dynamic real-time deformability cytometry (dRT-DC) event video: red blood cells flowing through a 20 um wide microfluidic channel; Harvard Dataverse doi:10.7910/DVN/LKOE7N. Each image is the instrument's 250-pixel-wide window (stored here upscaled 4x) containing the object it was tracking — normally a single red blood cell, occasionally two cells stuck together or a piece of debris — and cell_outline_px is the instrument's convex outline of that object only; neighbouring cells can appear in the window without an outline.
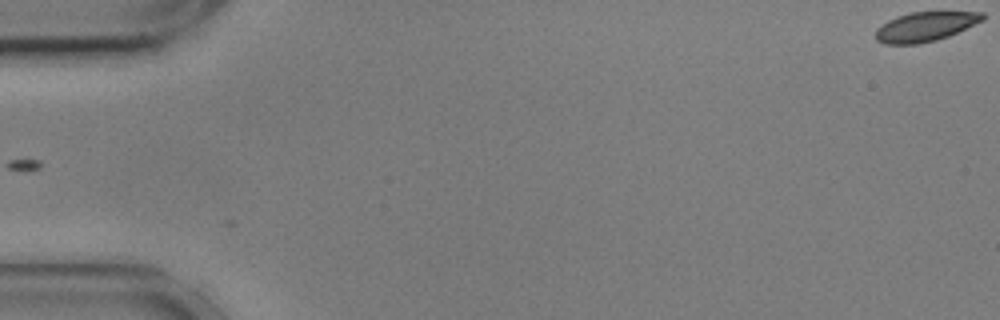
{"species": "common noctule bat (a hibernating species)", "species_latin": "Nyctalus noctula", "temperature_condition": "cold", "stored_images_in_passage": 57, "camera_frame_rate_fps": 3000, "um_per_image_px": 0.085, "animal": {"sex": "male", "body_mass_g": 17.9, "forearm_length_mm": 54.2}, "frame": {"image": 1, "passage_image": 1, "time_ms": 0.0, "image_size_px": [1000, 320], "cell_outline_px": [[984, 20], [948, 36], [936, 40], [916, 44], [884, 44], [876, 40], [876, 28], [888, 20], [896, 16], [912, 12], [984, 12]], "centroid_in_image_um": [78.62, 2.26], "position_along_channel_um": 6.4, "area_um2": 18.26}}
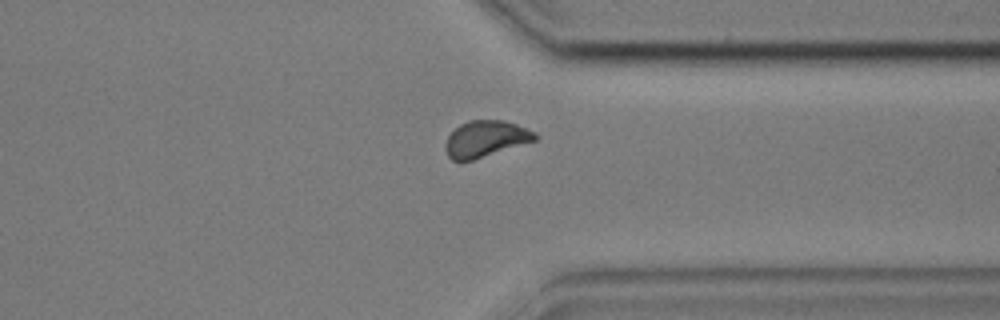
{"frame": {"image": 2, "passage_image": 44, "time_ms": 14.333, "image_size_px": [1000, 320], "cell_outline_px": [[540, 136], [536, 140], [472, 160], [452, 160], [448, 156], [444, 148], [444, 144], [448, 136], [460, 124], [468, 120], [504, 120], [516, 124], [536, 132]], "centroid_in_image_um": [41.28, 11.79], "position_along_channel_um": 370.1, "area_um2": 18.9}}
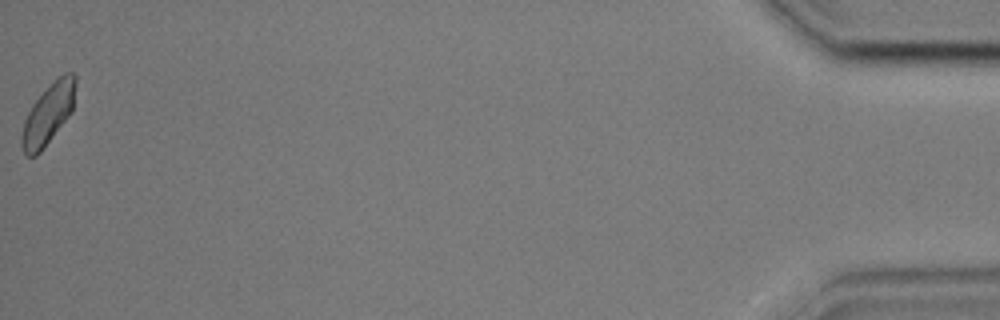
{"frame": {"image": 3, "passage_image": 57, "time_ms": 18.667, "image_size_px": [1000, 320], "cell_outline_px": [[76, 84], [72, 112], [40, 152], [36, 156], [28, 156], [24, 152], [20, 144], [20, 136], [24, 120], [32, 104], [64, 72], [72, 72], [76, 76]], "centroid_in_image_um": [4.09, 9.72], "position_along_channel_um": 431.1, "area_um2": 18.73}, "authors_computed_cell_mechanics": {"area_um2": 19.4208, "velocity_mm_per_s": 3.5765, "shape_relaxation_time_tau1_ms": 3.2982, "shape_relaxation_time_tau2_ms": 3.7181, "deformation_change_tau1": 0.0741, "deformation_change_tau2": 0.0719}}